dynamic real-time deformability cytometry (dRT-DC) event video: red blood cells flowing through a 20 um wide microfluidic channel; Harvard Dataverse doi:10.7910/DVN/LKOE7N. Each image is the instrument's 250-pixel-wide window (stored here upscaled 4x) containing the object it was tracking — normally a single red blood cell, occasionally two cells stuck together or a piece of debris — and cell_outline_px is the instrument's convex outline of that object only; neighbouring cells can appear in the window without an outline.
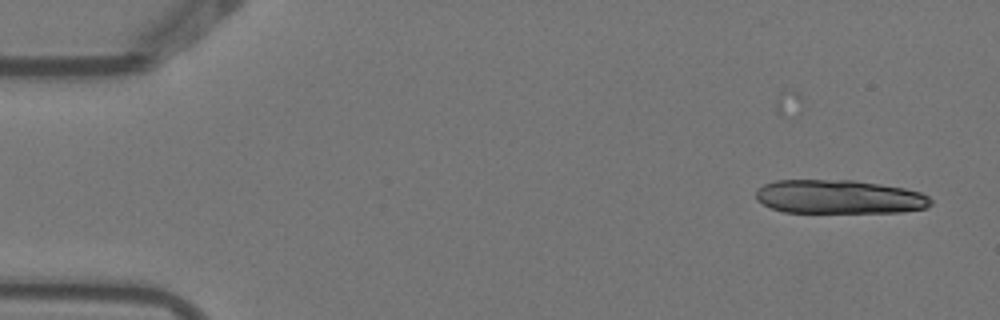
{"species": "Egyptian fruit bat (a non-hibernating species)", "species_latin": "Rousettus aegyptiacus", "temperature_condition": "warm", "stored_images_in_passage": 6, "camera_frame_rate_fps": 3000, "um_per_image_px": 0.085, "animal": {"sex": "female"}, "frame": {"image": 1, "passage_image": 1, "time_ms": 0.0, "image_size_px": [1000, 320], "cell_outline_px": [[932, 204], [924, 208], [900, 212], [784, 212], [772, 208], [756, 200], [756, 192], [764, 184], [776, 180], [852, 180], [880, 184], [904, 188], [920, 192], [928, 196], [932, 200]], "centroid_in_image_um": [71.33, 16.73], "position_along_channel_um": 13.7, "area_um2": 34.33}}
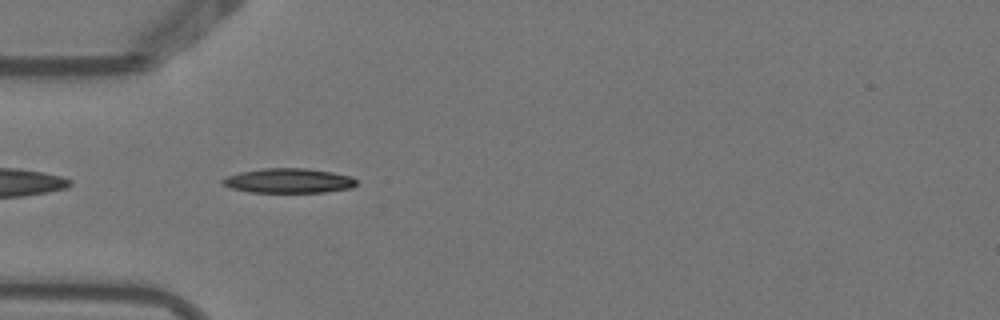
{"frame": {"image": 2, "passage_image": 5, "time_ms": 1.333, "image_size_px": [1000, 320], "cell_outline_px": [[356, 184], [352, 188], [324, 192], [252, 192], [232, 188], [220, 184], [220, 180], [228, 176], [240, 172], [264, 168], [304, 168], [332, 172], [352, 176], [356, 180]], "centroid_in_image_um": [24.53, 15.36], "position_along_channel_um": 60.5, "area_um2": 19.19}}
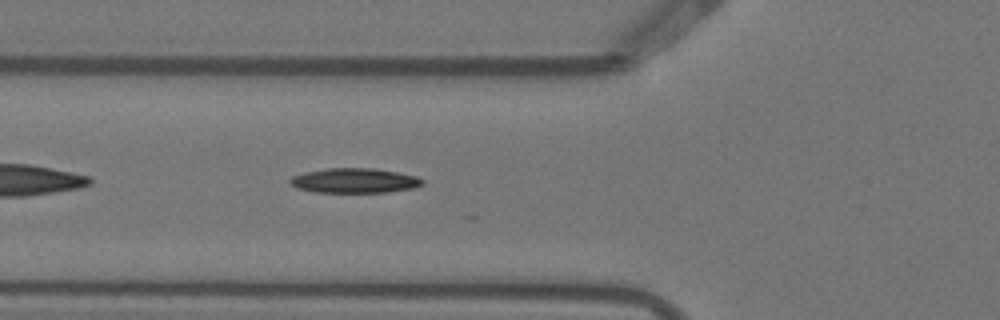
{"frame": {"image": 3, "passage_image": 6, "time_ms": 1.667, "image_size_px": [1000, 320], "cell_outline_px": [[424, 184], [412, 188], [388, 192], [316, 192], [296, 188], [288, 184], [288, 180], [292, 176], [324, 168], [372, 168], [396, 172], [416, 176], [424, 180]], "centroid_in_image_um": [30.1, 15.35], "position_along_channel_um": 95.7, "area_um2": 19.07}}